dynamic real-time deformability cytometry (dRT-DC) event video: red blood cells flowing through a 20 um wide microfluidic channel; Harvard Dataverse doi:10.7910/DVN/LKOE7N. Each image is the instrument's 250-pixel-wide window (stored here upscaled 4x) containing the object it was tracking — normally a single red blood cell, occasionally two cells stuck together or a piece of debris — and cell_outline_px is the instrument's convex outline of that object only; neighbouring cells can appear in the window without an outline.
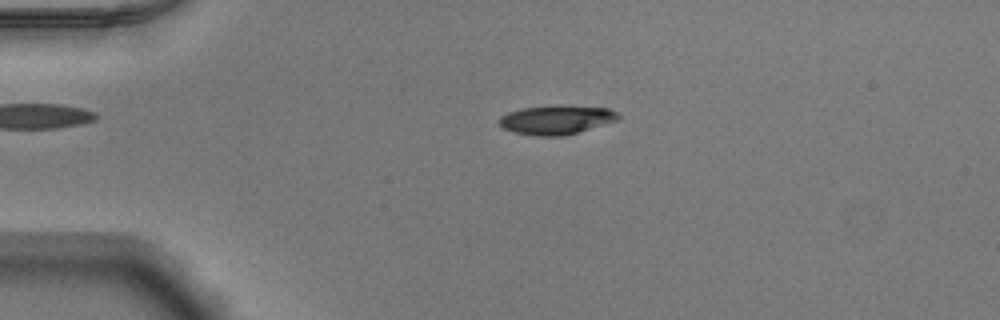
{"species": "Egyptian fruit bat (a non-hibernating species)", "species_latin": "Rousettus aegyptiacus", "temperature_condition": "warm", "stored_images_in_passage": 47, "camera_frame_rate_fps": 3000, "um_per_image_px": 0.085, "animal": {"sex": "male"}, "frame": {"image": 1, "passage_image": 7, "time_ms": 2.0, "image_size_px": [1000, 320], "cell_outline_px": [[620, 116], [616, 120], [564, 136], [532, 136], [512, 132], [504, 128], [500, 124], [500, 116], [508, 112], [520, 108], [556, 104], [560, 104], [608, 108], [616, 112]], "centroid_in_image_um": [47.24, 10.16], "position_along_channel_um": 37.8, "area_um2": 20.35}}
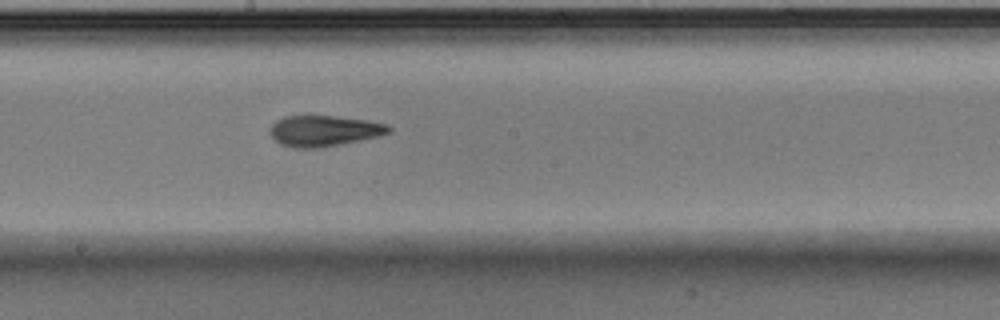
{"frame": {"image": 2, "passage_image": 24, "time_ms": 7.667, "image_size_px": [1000, 320], "cell_outline_px": [[392, 128], [388, 132], [376, 136], [360, 140], [340, 144], [316, 148], [296, 148], [280, 144], [272, 136], [272, 124], [276, 120], [284, 116], [332, 116], [368, 120], [388, 124]], "centroid_in_image_um": [27.54, 11.11], "position_along_channel_um": 220.7, "area_um2": 20.98}}
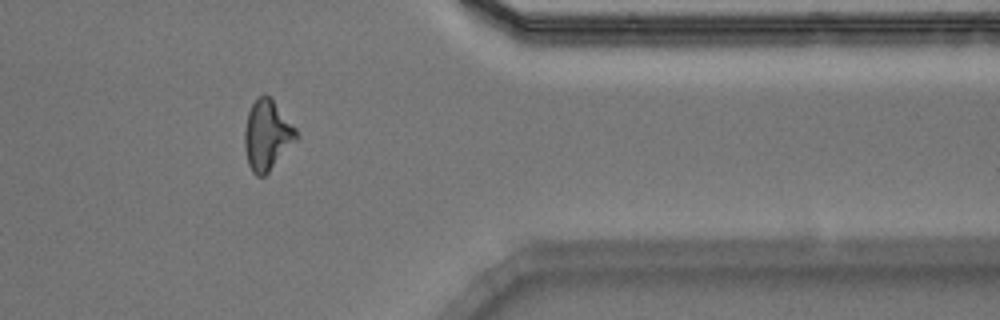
{"frame": {"image": 3, "passage_image": 38, "time_ms": 12.333, "image_size_px": [1000, 320], "cell_outline_px": [[300, 136], [268, 172], [264, 176], [256, 176], [252, 172], [248, 164], [244, 148], [244, 132], [248, 112], [252, 104], [264, 92], [272, 96], [296, 128]], "centroid_in_image_um": [22.71, 11.45], "position_along_channel_um": 388.7, "area_um2": 21.39}, "authors_computed_cell_mechanics": {"area_um2": 20.808, "velocity_mm_per_s": 3.9039, "shape_relaxation_time_tau1_ms": null, "shape_relaxation_time_tau2_ms": 3.1262, "deformation_change_tau1": null, "deformation_change_tau2": 0.1159}}